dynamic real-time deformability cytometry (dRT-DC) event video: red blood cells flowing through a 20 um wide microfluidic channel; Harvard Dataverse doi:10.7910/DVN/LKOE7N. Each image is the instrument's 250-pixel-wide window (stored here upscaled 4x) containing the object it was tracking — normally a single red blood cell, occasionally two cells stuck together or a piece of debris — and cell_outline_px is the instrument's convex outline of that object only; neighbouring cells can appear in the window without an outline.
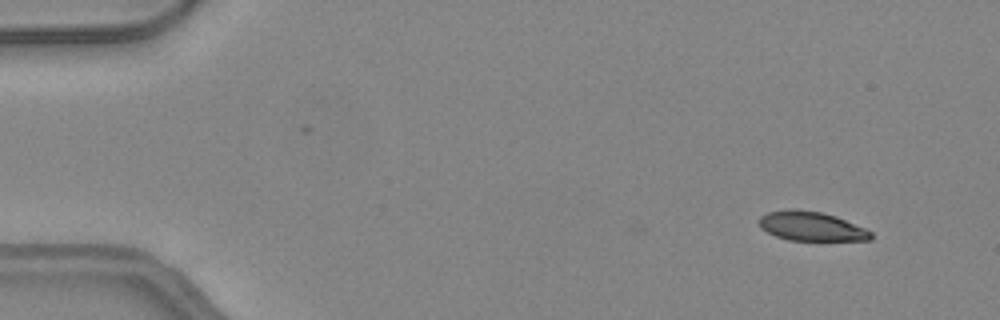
{"species": "common noctule bat (a hibernating species)", "species_latin": "Nyctalus noctula", "temperature_condition": "warm", "stored_images_in_passage": 45, "camera_frame_rate_fps": 3000, "um_per_image_px": 0.085, "animal": {"sex": "female", "body_mass_g": 24.6, "forearm_length_mm": 56.2}, "frame": {"image": 1, "passage_image": 1, "time_ms": 0.0, "image_size_px": [1000, 320], "cell_outline_px": [[872, 240], [788, 240], [776, 236], [760, 228], [760, 216], [768, 212], [788, 208], [796, 208], [820, 212], [836, 216], [864, 228], [872, 232]], "centroid_in_image_um": [68.94, 19.22], "position_along_channel_um": 16.1, "area_um2": 19.02}}
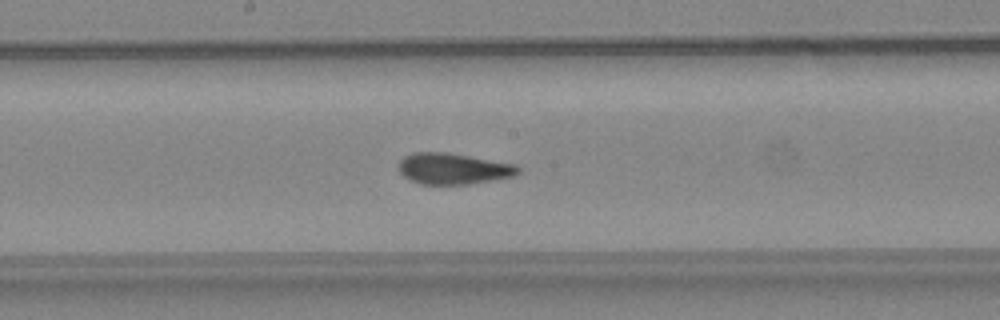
{"frame": {"image": 2, "passage_image": 23, "time_ms": 7.333, "image_size_px": [1000, 320], "cell_outline_px": [[520, 172], [516, 176], [468, 184], [420, 184], [404, 176], [396, 168], [400, 160], [404, 156], [412, 152], [444, 152], [516, 164], [520, 168]], "centroid_in_image_um": [38.51, 14.33], "position_along_channel_um": 209.7, "area_um2": 21.68}}
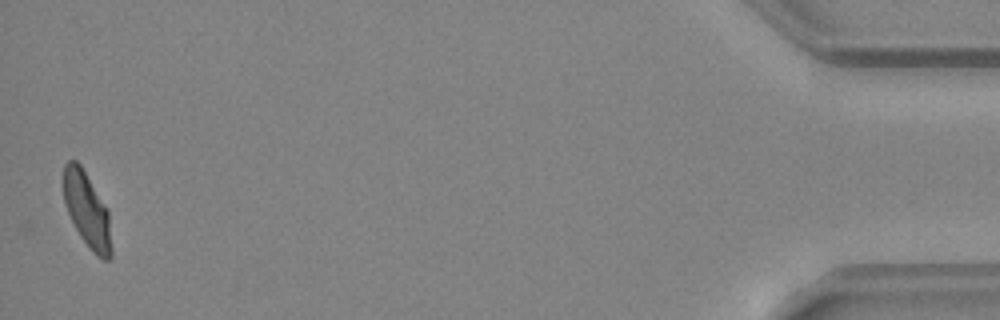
{"frame": {"image": 3, "passage_image": 45, "time_ms": 14.667, "image_size_px": [1000, 320], "cell_outline_px": [[112, 256], [108, 260], [104, 260], [96, 256], [88, 248], [80, 236], [64, 204], [64, 164], [68, 160], [76, 160], [80, 164], [108, 212], [112, 248]], "centroid_in_image_um": [7.4, 17.9], "position_along_channel_um": 427.8, "area_um2": 20.58}, "authors_computed_cell_mechanics": {"area_um2": 21.386, "velocity_mm_per_s": 4.2411, "shape_relaxation_time_tau1_ms": 9.5663, "shape_relaxation_time_tau2_ms": 0.7078, "deformation_change_tau1": 0.267, "deformation_change_tau2": 0.0561}}